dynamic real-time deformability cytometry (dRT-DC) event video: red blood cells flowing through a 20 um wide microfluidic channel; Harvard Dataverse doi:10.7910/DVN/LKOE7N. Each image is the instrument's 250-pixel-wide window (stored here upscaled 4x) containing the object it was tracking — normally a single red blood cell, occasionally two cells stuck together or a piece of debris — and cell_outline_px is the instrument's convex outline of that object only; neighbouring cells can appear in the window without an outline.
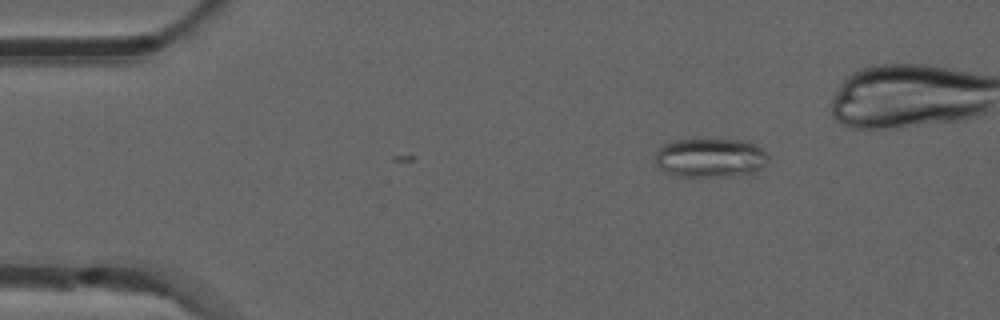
{"species": "common noctule bat (a hibernating species)", "species_latin": "Nyctalus noctula", "temperature_condition": "room temperature", "stored_images_in_passage": 3, "camera_frame_rate_fps": 3000, "um_per_image_px": 0.085, "animal": {"sex": "male", "forearm_length_mm": 52.5}, "frame": {"image": 1, "passage_image": 1, "time_ms": 0.0, "image_size_px": [1000, 320], "cell_outline_px": [[768, 156], [764, 164], [756, 172], [748, 176], [676, 176], [664, 172], [656, 164], [656, 152], [664, 144], [672, 140], [744, 140], [756, 144]], "centroid_in_image_um": [60.38, 13.43], "position_along_channel_um": 24.6, "area_um2": 25.84}}